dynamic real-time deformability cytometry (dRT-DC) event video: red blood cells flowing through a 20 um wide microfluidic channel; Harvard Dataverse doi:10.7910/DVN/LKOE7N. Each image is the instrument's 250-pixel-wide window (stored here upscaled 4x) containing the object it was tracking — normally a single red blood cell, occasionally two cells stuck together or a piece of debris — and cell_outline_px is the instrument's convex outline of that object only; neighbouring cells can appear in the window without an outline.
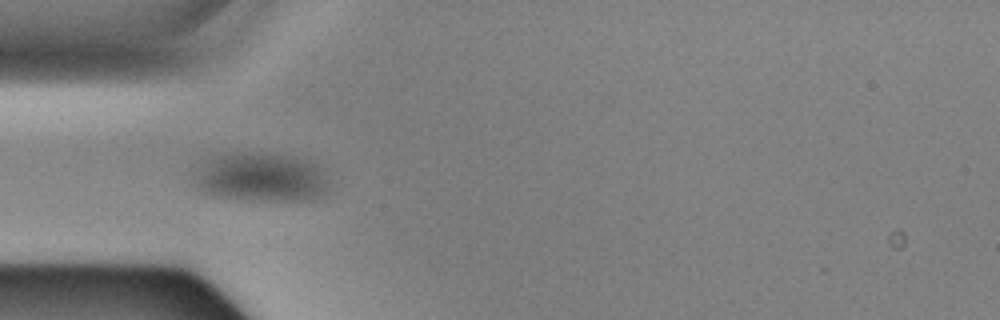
{"species": "Egyptian fruit bat (a non-hibernating species)", "species_latin": "Rousettus aegyptiacus", "temperature_condition": "cold", "stored_images_in_passage": 35, "camera_frame_rate_fps": 3000, "um_per_image_px": 0.085, "animal": {"sex": "male"}, "frame": {"image": 1, "passage_image": 13, "time_ms": 4.0, "image_size_px": [1000, 320], "cell_outline_px": [[328, 188], [324, 196], [312, 200], [236, 200], [212, 196], [196, 188], [196, 184], [204, 168], [212, 160], [220, 156], [236, 152], [296, 156], [312, 164], [324, 172], [328, 184]], "centroid_in_image_um": [22.3, 15.13], "position_along_channel_um": 62.7, "area_um2": 37.51}}
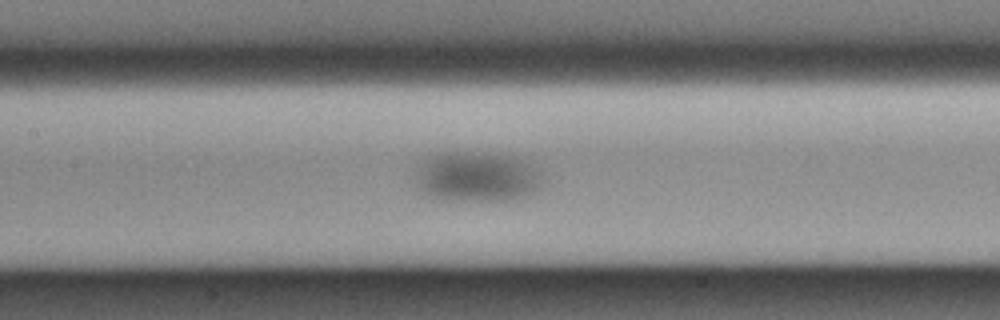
{"frame": {"image": 2, "passage_image": 22, "time_ms": 7.0, "image_size_px": [1000, 320], "cell_outline_px": [[540, 184], [528, 196], [500, 200], [460, 200], [428, 196], [420, 188], [416, 180], [416, 172], [424, 160], [436, 156], [508, 156], [520, 160], [540, 168]], "centroid_in_image_um": [40.58, 15.11], "position_along_channel_um": 166.8, "area_um2": 34.68}}
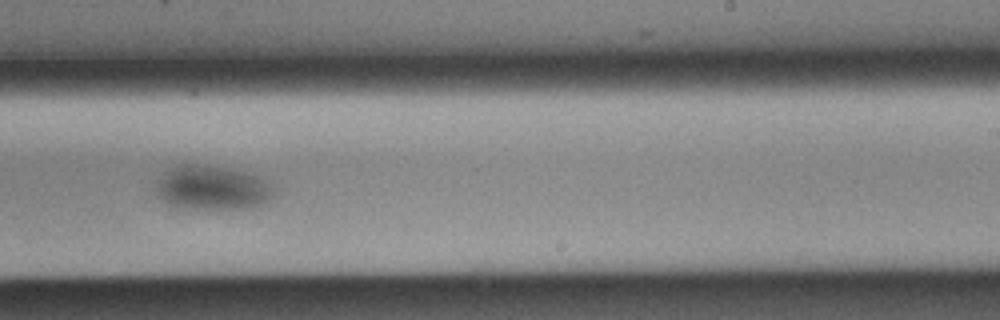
{"frame": {"image": 3, "passage_image": 31, "time_ms": 10.0, "image_size_px": [1000, 320], "cell_outline_px": [[276, 188], [272, 196], [260, 204], [248, 208], [192, 208], [172, 204], [164, 200], [156, 192], [156, 184], [164, 172], [176, 164], [204, 164], [244, 172], [260, 176], [268, 180]], "centroid_in_image_um": [18.07, 15.92], "position_along_channel_um": 270.9, "area_um2": 30.06}}